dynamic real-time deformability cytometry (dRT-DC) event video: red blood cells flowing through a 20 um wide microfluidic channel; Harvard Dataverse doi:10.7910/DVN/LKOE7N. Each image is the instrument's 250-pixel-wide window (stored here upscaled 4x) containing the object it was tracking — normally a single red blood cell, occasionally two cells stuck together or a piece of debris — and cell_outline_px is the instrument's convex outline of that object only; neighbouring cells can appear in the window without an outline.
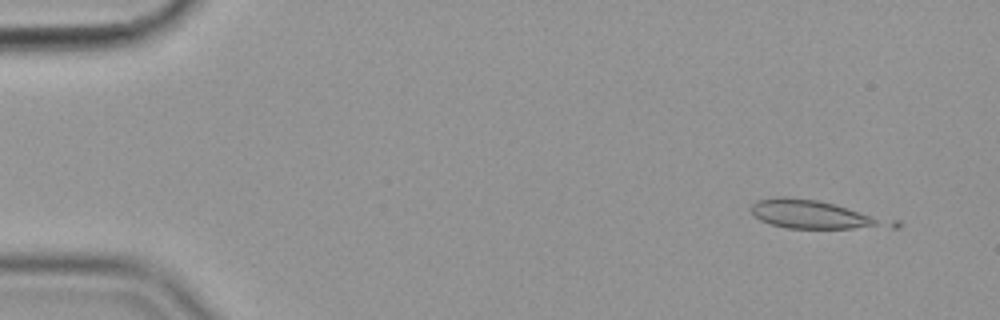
{"species": "common noctule bat (a hibernating species)", "species_latin": "Nyctalus noctula", "temperature_condition": "cold", "stored_images_in_passage": 5, "camera_frame_rate_fps": 3000, "um_per_image_px": 0.085, "animal": {"sex": "female", "body_mass_g": 19.9}, "frame": {"image": 1, "passage_image": 3, "time_ms": 0.667, "image_size_px": [1000, 320], "cell_outline_px": [[900, 228], [788, 228], [772, 224], [760, 220], [752, 212], [752, 204], [756, 200], [780, 196], [788, 196], [816, 200], [900, 220]], "centroid_in_image_um": [69.4, 18.25], "position_along_channel_um": 15.6, "area_um2": 23.35}}